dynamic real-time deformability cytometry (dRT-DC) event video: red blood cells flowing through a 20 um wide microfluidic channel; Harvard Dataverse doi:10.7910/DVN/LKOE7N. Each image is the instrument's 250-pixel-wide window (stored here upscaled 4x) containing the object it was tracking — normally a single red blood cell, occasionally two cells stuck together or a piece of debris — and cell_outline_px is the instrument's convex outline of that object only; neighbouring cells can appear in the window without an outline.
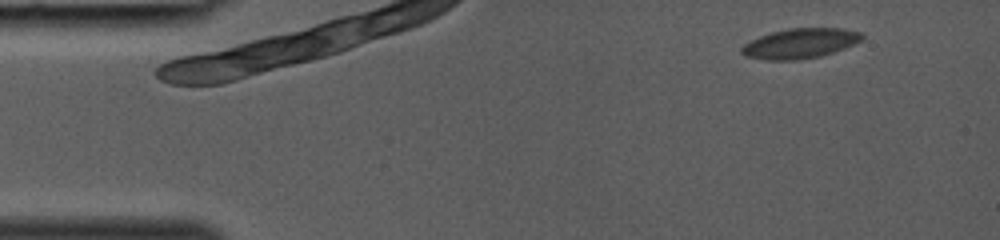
{"species": "common noctule bat (a hibernating species)", "species_latin": "Nyctalus noctula", "temperature_condition": "room temperature", "stored_images_in_passage": 11, "camera_frame_rate_fps": 3000, "um_per_image_px": 0.085, "animal": {"sex": "female", "body_mass_g": 19.0, "forearm_length_mm": 53.3}, "frame": {"image": 1, "passage_image": 1, "time_ms": 0.0, "image_size_px": [1000, 240], "cell_outline_px": [[864, 36], [860, 40], [844, 48], [820, 56], [796, 60], [768, 60], [744, 56], [740, 52], [740, 48], [744, 44], [760, 36], [772, 32], [788, 28], [844, 28], [860, 32]], "centroid_in_image_um": [67.97, 3.69], "position_along_channel_um": 17.0, "area_um2": 20.87}}
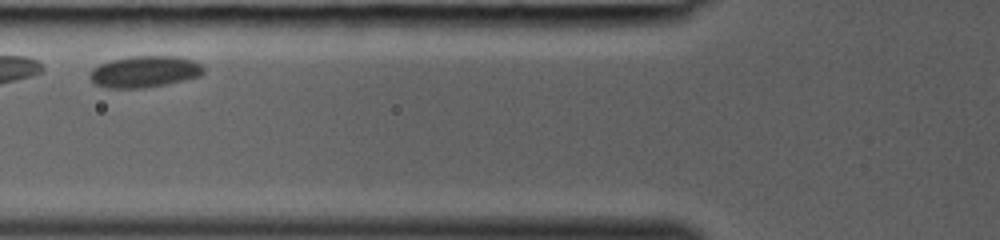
{"frame": {"image": 2, "passage_image": 6, "time_ms": 1.667, "image_size_px": [1000, 240], "cell_outline_px": [[204, 72], [200, 76], [168, 84], [144, 88], [108, 88], [96, 84], [88, 76], [92, 68], [100, 64], [112, 60], [132, 56], [176, 56], [192, 60], [200, 64], [204, 68]], "centroid_in_image_um": [12.29, 6.09], "position_along_channel_um": 113.5, "area_um2": 20.87}}